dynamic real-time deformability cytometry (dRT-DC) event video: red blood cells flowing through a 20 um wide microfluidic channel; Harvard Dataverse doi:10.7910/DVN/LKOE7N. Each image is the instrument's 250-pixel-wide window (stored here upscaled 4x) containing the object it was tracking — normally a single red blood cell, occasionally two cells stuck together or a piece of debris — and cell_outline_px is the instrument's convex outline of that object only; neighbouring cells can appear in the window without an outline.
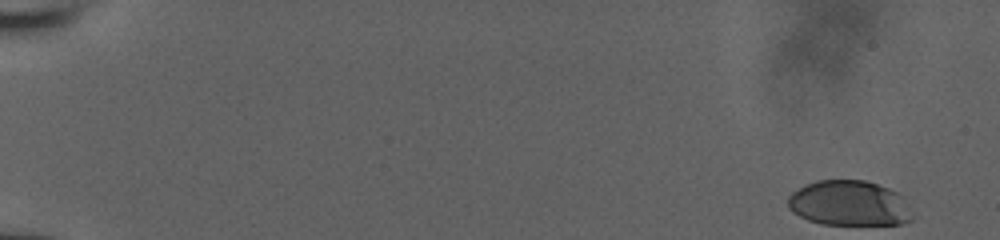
{"species": "human", "species_latin": "Homo sapiens", "temperature_condition": "room temperature", "stored_images_in_passage": 24, "camera_frame_rate_fps": 3000, "um_per_image_px": 0.085, "donor": {"sex": "male"}, "frame": {"image": 1, "passage_image": 1, "time_ms": 0.0, "image_size_px": [1000, 240], "cell_outline_px": [[912, 220], [900, 224], [820, 224], [808, 220], [792, 212], [788, 208], [788, 196], [792, 192], [804, 184], [816, 180], [864, 180], [888, 188], [904, 196]], "centroid_in_image_um": [72.14, 17.27], "position_along_channel_um": 12.9, "area_um2": 32.77}}
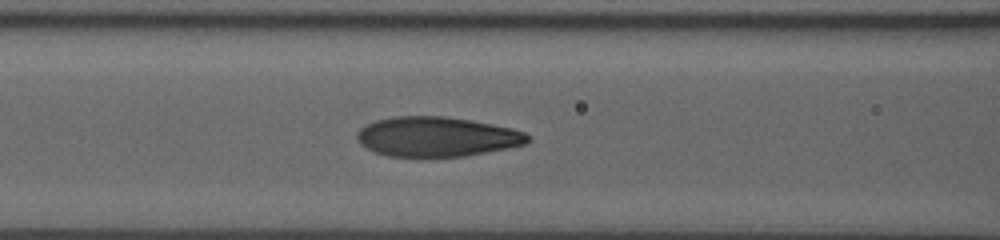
{"frame": {"image": 2, "passage_image": 20, "time_ms": 8.0, "image_size_px": [1000, 240], "cell_outline_px": [[532, 136], [528, 144], [508, 148], [464, 156], [388, 156], [376, 152], [360, 144], [356, 140], [356, 132], [360, 128], [376, 120], [396, 116], [444, 116], [492, 124], [512, 128], [524, 132]], "centroid_in_image_um": [37.15, 11.62], "position_along_channel_um": 129.5, "area_um2": 39.48}}
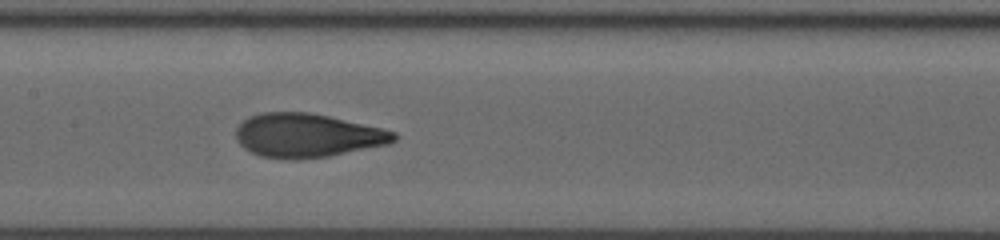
{"frame": {"image": 3, "passage_image": 23, "time_ms": 9.333, "image_size_px": [1000, 240], "cell_outline_px": [[396, 140], [388, 144], [328, 156], [292, 160], [260, 156], [244, 148], [236, 140], [236, 128], [248, 116], [264, 112], [308, 112], [328, 116], [380, 128], [396, 132]], "centroid_in_image_um": [26.08, 11.51], "position_along_channel_um": 181.3, "area_um2": 40.06}}